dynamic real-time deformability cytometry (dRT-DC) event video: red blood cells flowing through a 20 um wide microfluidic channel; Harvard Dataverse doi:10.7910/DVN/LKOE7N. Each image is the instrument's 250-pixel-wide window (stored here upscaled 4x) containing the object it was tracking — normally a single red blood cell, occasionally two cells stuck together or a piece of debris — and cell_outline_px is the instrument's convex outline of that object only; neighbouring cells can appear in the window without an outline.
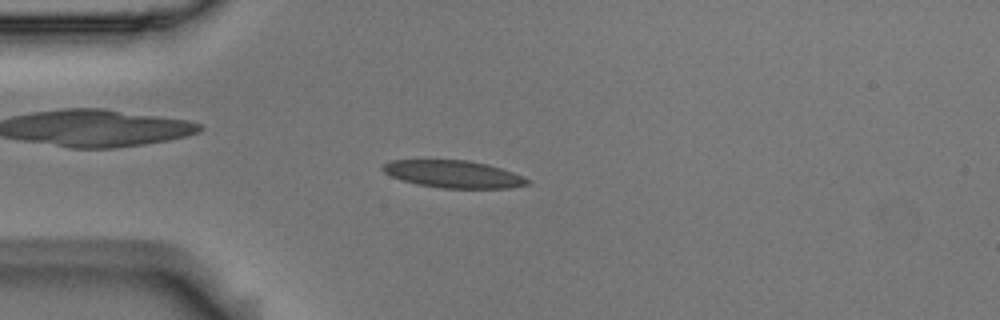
{"species": "Egyptian fruit bat (a non-hibernating species)", "species_latin": "Rousettus aegyptiacus", "temperature_condition": "room temperature", "stored_images_in_passage": 3, "camera_frame_rate_fps": 3000, "um_per_image_px": 0.085, "animal": {"sex": "male"}, "frame": {"image": 1, "passage_image": 2, "time_ms": 0.333, "image_size_px": [1000, 320], "cell_outline_px": [[532, 184], [508, 188], [440, 188], [416, 184], [392, 176], [384, 172], [380, 168], [384, 164], [392, 160], [468, 160], [488, 164], [512, 172], [532, 180]], "centroid_in_image_um": [38.58, 14.8], "position_along_channel_um": 46.4, "area_um2": 23.06}}